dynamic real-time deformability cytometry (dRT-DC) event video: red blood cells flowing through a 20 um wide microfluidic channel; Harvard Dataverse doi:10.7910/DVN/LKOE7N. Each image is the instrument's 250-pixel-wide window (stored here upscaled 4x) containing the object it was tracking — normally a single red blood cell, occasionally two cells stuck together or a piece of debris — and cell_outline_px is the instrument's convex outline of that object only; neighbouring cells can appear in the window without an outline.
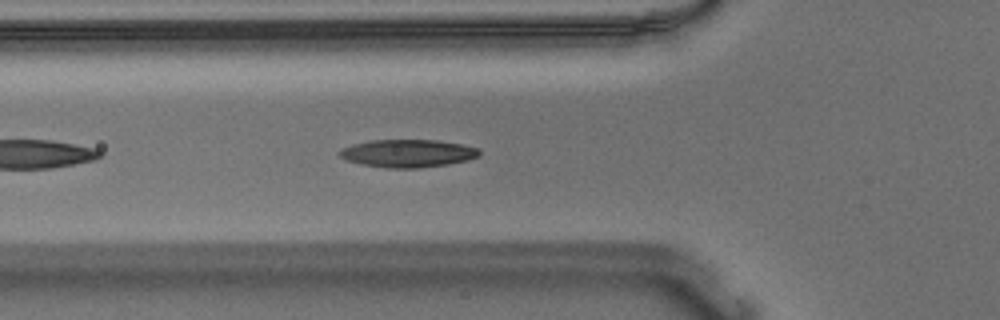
{"species": "Egyptian fruit bat (a non-hibernating species)", "species_latin": "Rousettus aegyptiacus", "temperature_condition": "warm", "stored_images_in_passage": 43, "camera_frame_rate_fps": 3000, "um_per_image_px": 0.085, "animal": {"sex": "male"}, "frame": {"image": 1, "passage_image": 6, "time_ms": 1.667, "image_size_px": [1000, 320], "cell_outline_px": [[480, 156], [468, 160], [448, 164], [420, 168], [384, 168], [360, 164], [344, 160], [340, 156], [340, 148], [352, 144], [368, 140], [436, 140], [464, 144], [480, 148]], "centroid_in_image_um": [34.66, 13.03], "position_along_channel_um": 91.1, "area_um2": 23.0}}
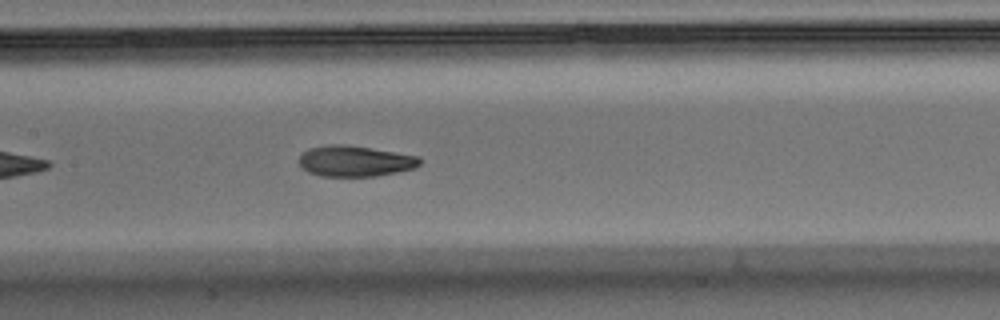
{"frame": {"image": 2, "passage_image": 13, "time_ms": 4.0, "image_size_px": [1000, 320], "cell_outline_px": [[420, 164], [416, 168], [376, 176], [320, 176], [308, 172], [300, 168], [300, 156], [308, 148], [328, 144], [348, 144], [420, 156]], "centroid_in_image_um": [30.17, 13.68], "position_along_channel_um": 177.2, "area_um2": 21.91}}
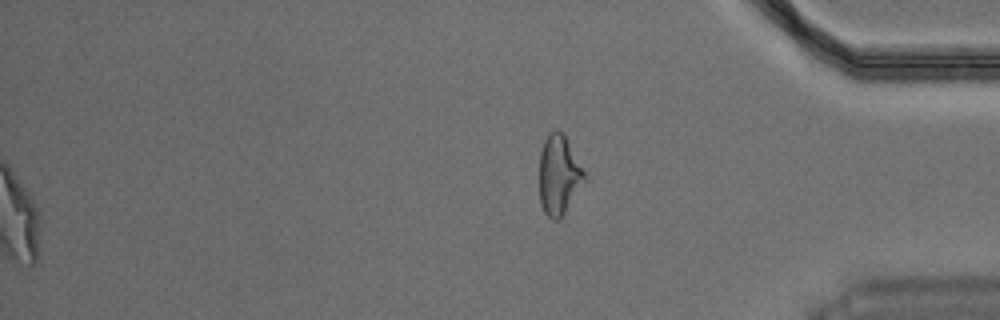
{"frame": {"image": 3, "passage_image": 43, "time_ms": 14.0, "image_size_px": [1000, 320], "cell_outline_px": [[584, 180], [560, 220], [552, 220], [544, 212], [540, 204], [540, 152], [544, 140], [548, 132], [556, 128], [564, 136], [584, 172]], "centroid_in_image_um": [47.45, 14.89], "position_along_channel_um": 387.7, "area_um2": 20.35}, "authors_computed_cell_mechanics": {"area_um2": 22.5998, "velocity_mm_per_s": 3.6482, "shape_relaxation_time_tau1_ms": 5.0933, "shape_relaxation_time_tau2_ms": 1.7479, "deformation_change_tau1": 0.2235, "deformation_change_tau2": 0.0814}}